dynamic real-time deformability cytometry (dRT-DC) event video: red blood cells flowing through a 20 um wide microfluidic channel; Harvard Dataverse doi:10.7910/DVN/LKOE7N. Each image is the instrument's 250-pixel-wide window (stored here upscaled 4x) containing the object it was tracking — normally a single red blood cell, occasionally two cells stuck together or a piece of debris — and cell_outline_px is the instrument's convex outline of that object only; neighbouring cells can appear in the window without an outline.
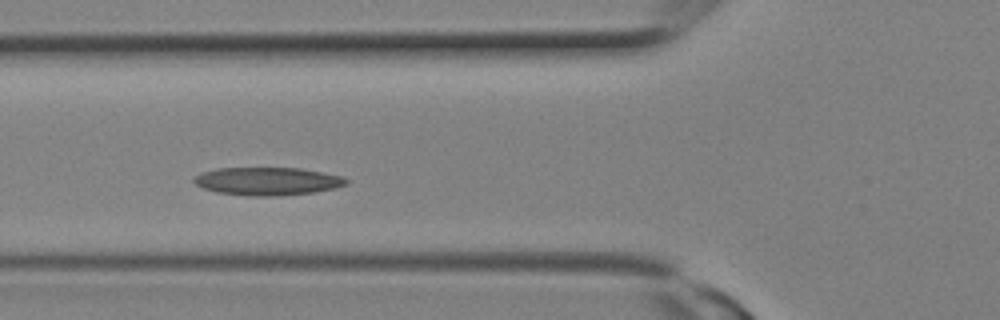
{"species": "Egyptian fruit bat (a non-hibernating species)", "species_latin": "Rousettus aegyptiacus", "temperature_condition": "room temperature", "stored_images_in_passage": 23, "segment_of_instrument_passage": [1, 2], "camera_frame_rate_fps": 3000, "um_per_image_px": 0.085, "animal": {"sex": "female"}, "frame": {"image": 1, "passage_image": 7, "time_ms": 2.0, "image_size_px": [1000, 320], "cell_outline_px": [[348, 184], [336, 188], [312, 192], [272, 196], [248, 196], [216, 192], [204, 188], [196, 184], [192, 180], [196, 176], [204, 172], [216, 168], [300, 168], [340, 176], [348, 180]], "centroid_in_image_um": [22.72, 15.4], "position_along_channel_um": 103.1, "area_um2": 24.57}}
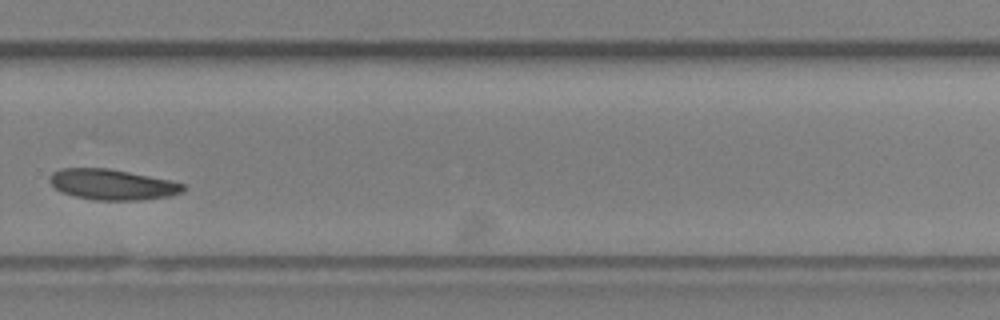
{"frame": {"image": 2, "passage_image": 15, "time_ms": 4.667, "image_size_px": [1000, 320], "cell_outline_px": [[184, 188], [180, 192], [168, 196], [140, 200], [96, 200], [76, 196], [64, 192], [56, 188], [48, 180], [48, 176], [52, 172], [60, 168], [108, 168], [172, 180], [184, 184]], "centroid_in_image_um": [9.52, 15.67], "position_along_channel_um": 320.3, "area_um2": 23.64}}
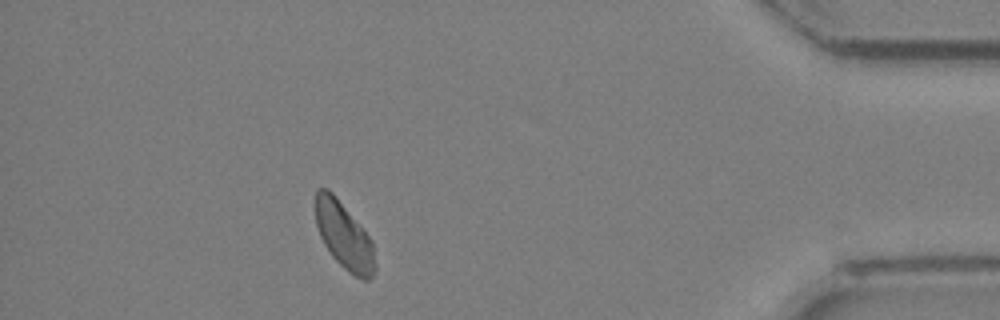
{"frame": {"image": 3, "passage_image": 20, "time_ms": 6.333, "image_size_px": [1000, 320], "cell_outline_px": [[376, 272], [368, 280], [364, 280], [348, 272], [332, 256], [324, 244], [320, 236], [316, 224], [312, 204], [316, 188], [328, 188], [336, 196], [372, 240], [376, 264]], "centroid_in_image_um": [29.2, 19.99], "position_along_channel_um": 406.0, "area_um2": 23.64}}